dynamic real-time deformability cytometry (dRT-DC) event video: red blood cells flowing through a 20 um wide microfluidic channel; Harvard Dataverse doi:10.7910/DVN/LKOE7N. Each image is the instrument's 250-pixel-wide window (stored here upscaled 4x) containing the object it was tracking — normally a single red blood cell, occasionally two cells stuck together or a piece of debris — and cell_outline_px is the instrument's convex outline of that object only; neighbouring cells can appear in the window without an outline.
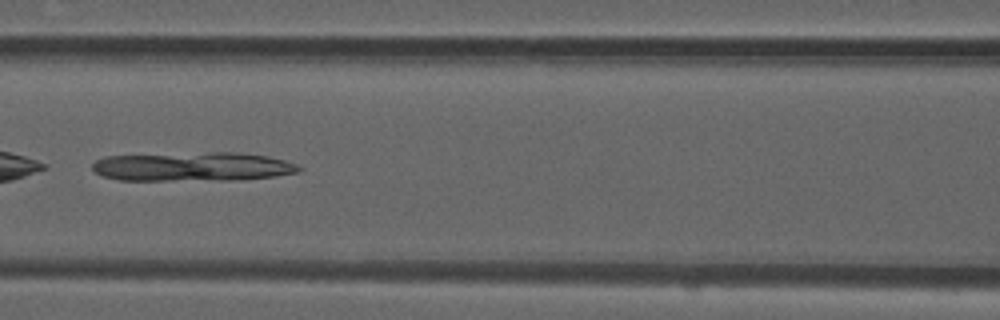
{"species": "common noctule bat (a hibernating species)", "species_latin": "Nyctalus noctula", "temperature_condition": "room temperature", "stored_images_in_passage": 28, "camera_frame_rate_fps": 3000, "um_per_image_px": 0.085, "animal": {"sex": "male", "forearm_length_mm": 52.5}, "frame": {"image": 1, "passage_image": 8, "time_ms": 2.333, "image_size_px": [1000, 320], "cell_outline_px": [[304, 168], [300, 172], [276, 176], [232, 180], [120, 180], [104, 176], [96, 172], [92, 168], [92, 164], [96, 160], [104, 156], [212, 152], [236, 152], [268, 156], [284, 160], [296, 164]], "centroid_in_image_um": [16.42, 14.16], "position_along_channel_um": 150.2, "area_um2": 35.03}}
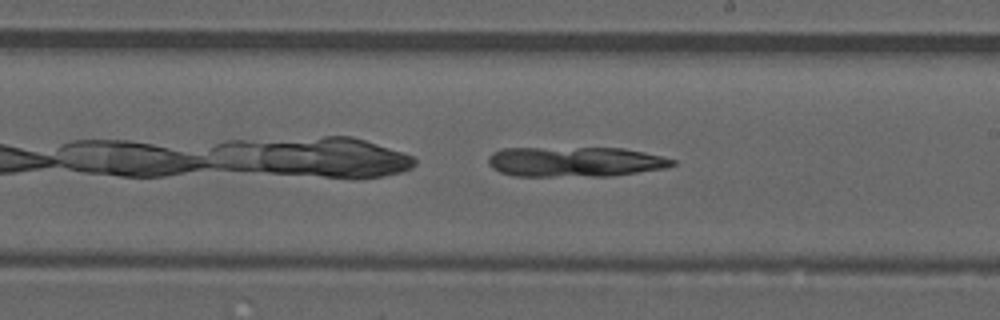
{"frame": {"image": 2, "passage_image": 15, "time_ms": 4.667, "image_size_px": [1000, 320], "cell_outline_px": [[676, 164], [664, 168], [612, 176], [516, 176], [500, 172], [492, 168], [488, 164], [488, 156], [492, 152], [504, 148], [624, 148], [644, 152], [676, 160]], "centroid_in_image_um": [48.85, 13.75], "position_along_channel_um": 240.1, "area_um2": 32.31}}
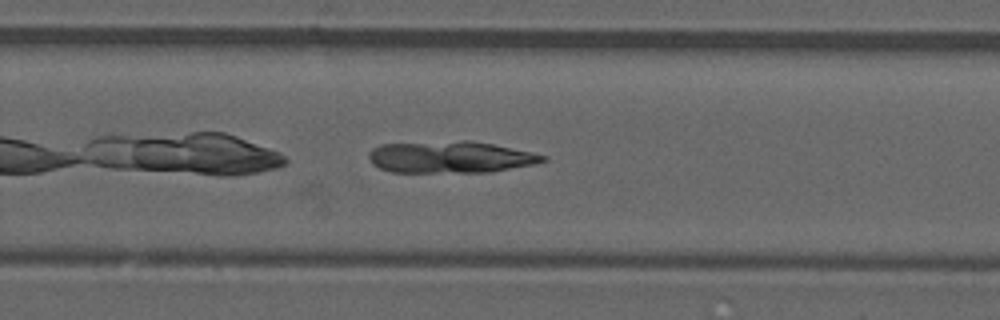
{"frame": {"image": 3, "passage_image": 19, "time_ms": 6.0, "image_size_px": [1000, 320], "cell_outline_px": [[548, 160], [536, 164], [492, 172], [392, 172], [380, 168], [372, 164], [368, 156], [368, 152], [372, 148], [380, 144], [460, 140], [472, 140], [532, 152], [548, 156]], "centroid_in_image_um": [38.3, 13.35], "position_along_channel_um": 291.5, "area_um2": 32.6}}